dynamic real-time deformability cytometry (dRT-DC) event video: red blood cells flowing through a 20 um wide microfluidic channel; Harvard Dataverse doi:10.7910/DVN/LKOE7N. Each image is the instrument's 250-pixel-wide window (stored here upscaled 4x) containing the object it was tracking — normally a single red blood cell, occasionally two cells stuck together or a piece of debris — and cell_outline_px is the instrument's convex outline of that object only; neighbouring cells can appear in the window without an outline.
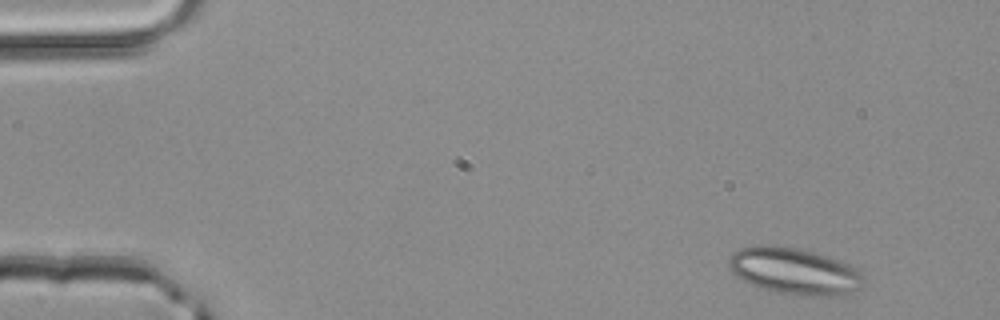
{"species": "common noctule bat (a hibernating species)", "species_latin": "Nyctalus noctula", "temperature_condition": "room temperature", "stored_images_in_passage": 3, "camera_frame_rate_fps": 3000, "um_per_image_px": 0.085, "animal": {"sex": "male", "body_mass_g": 20.4}, "frame": {"image": 1, "passage_image": 1, "time_ms": 0.0, "image_size_px": [1000, 320], "cell_outline_px": [[864, 284], [860, 288], [852, 292], [836, 296], [800, 296], [776, 292], [760, 288], [744, 280], [732, 272], [728, 264], [728, 260], [732, 252], [740, 248], [756, 244], [776, 244], [800, 248], [828, 256], [856, 268], [864, 276]], "centroid_in_image_um": [67.51, 23.03], "position_along_channel_um": 17.5, "area_um2": 37.11}}